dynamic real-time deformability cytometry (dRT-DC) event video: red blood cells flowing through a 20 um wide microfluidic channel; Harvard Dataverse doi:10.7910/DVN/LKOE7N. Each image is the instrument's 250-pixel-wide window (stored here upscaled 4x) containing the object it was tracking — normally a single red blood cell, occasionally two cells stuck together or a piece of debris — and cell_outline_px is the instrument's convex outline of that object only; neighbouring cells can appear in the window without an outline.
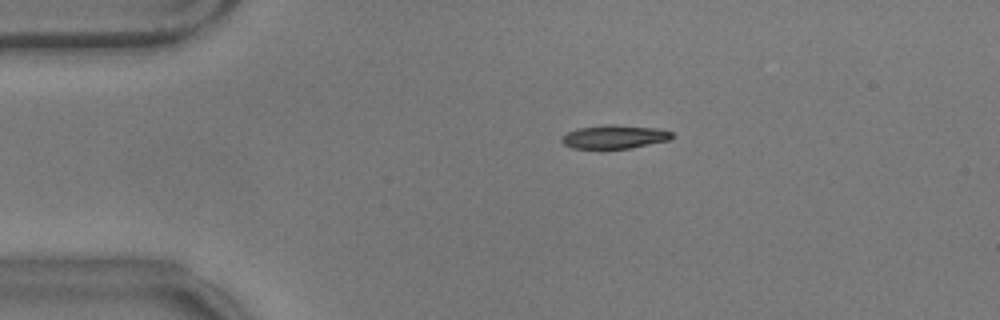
{"species": "common noctule bat (a hibernating species)", "species_latin": "Nyctalus noctula", "temperature_condition": "warm", "stored_images_in_passage": 58, "camera_frame_rate_fps": 3000, "um_per_image_px": 0.085, "animal": {"sex": "male", "body_mass_g": 17.9}, "frame": {"image": 1, "passage_image": 12, "time_ms": 3.667, "image_size_px": [1000, 320], "cell_outline_px": [[676, 136], [668, 140], [632, 148], [604, 152], [572, 148], [564, 144], [560, 140], [560, 136], [576, 128], [604, 124], [616, 124], [660, 128], [672, 132]], "centroid_in_image_um": [52.18, 11.66], "position_along_channel_um": 32.8, "area_um2": 16.3}}
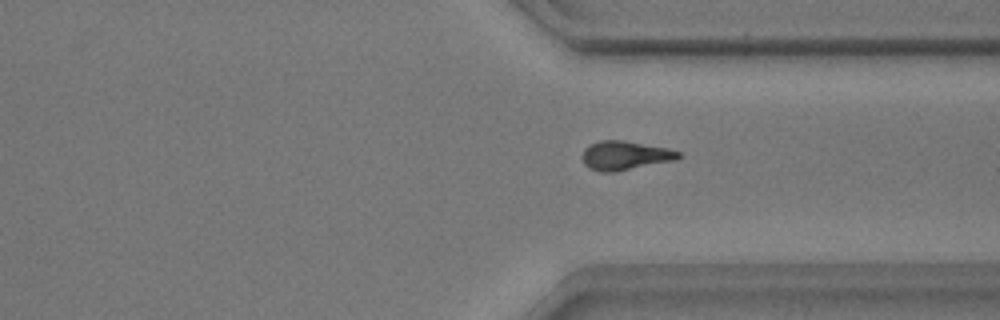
{"frame": {"image": 2, "passage_image": 43, "time_ms": 14.0, "image_size_px": [1000, 320], "cell_outline_px": [[680, 156], [676, 160], [616, 172], [600, 172], [588, 168], [584, 164], [584, 148], [588, 144], [600, 140], [624, 140], [668, 148], [680, 152]], "centroid_in_image_um": [53.12, 13.22], "position_along_channel_um": 358.3, "area_um2": 16.36}}
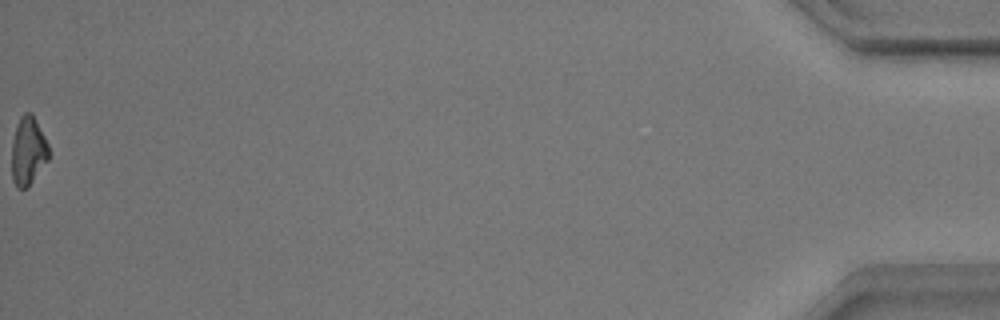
{"frame": {"image": 3, "passage_image": 58, "time_ms": 19.0, "image_size_px": [1000, 320], "cell_outline_px": [[48, 160], [32, 180], [24, 188], [16, 188], [12, 180], [12, 140], [20, 116], [24, 112], [32, 112], [48, 144]], "centroid_in_image_um": [2.37, 12.8], "position_along_channel_um": 432.8, "area_um2": 14.51}, "authors_computed_cell_mechanics": {"area_um2": 15.4904, "velocity_mm_per_s": 3.5374, "shape_relaxation_time_tau1_ms": 4.2994, "shape_relaxation_time_tau2_ms": 9.5548, "deformation_change_tau1": 0.1859, "deformation_change_tau2": 0.1968}}